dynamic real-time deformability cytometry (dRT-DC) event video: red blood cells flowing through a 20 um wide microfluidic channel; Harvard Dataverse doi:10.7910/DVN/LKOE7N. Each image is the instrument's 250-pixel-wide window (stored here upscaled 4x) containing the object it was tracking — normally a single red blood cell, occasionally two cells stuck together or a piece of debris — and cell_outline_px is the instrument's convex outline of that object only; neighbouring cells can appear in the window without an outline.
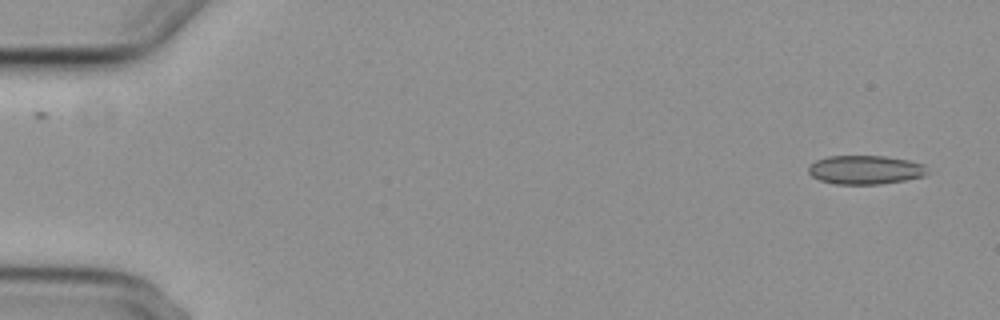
{"species": "common noctule bat (a hibernating species)", "species_latin": "Nyctalus noctula", "temperature_condition": "cold", "stored_images_in_passage": 2, "camera_frame_rate_fps": 3000, "um_per_image_px": 0.085, "animal": {"sex": "female", "body_mass_g": 29.2, "forearm_length_mm": 56.3}, "frame": {"image": 1, "passage_image": 2, "time_ms": 1.0, "image_size_px": [1000, 320], "cell_outline_px": [[928, 172], [924, 176], [904, 180], [880, 184], [836, 184], [820, 180], [812, 176], [808, 172], [808, 168], [816, 160], [828, 156], [884, 156], [908, 160], [924, 164]], "centroid_in_image_um": [73.55, 14.43], "position_along_channel_um": 11.4, "area_um2": 19.88}}